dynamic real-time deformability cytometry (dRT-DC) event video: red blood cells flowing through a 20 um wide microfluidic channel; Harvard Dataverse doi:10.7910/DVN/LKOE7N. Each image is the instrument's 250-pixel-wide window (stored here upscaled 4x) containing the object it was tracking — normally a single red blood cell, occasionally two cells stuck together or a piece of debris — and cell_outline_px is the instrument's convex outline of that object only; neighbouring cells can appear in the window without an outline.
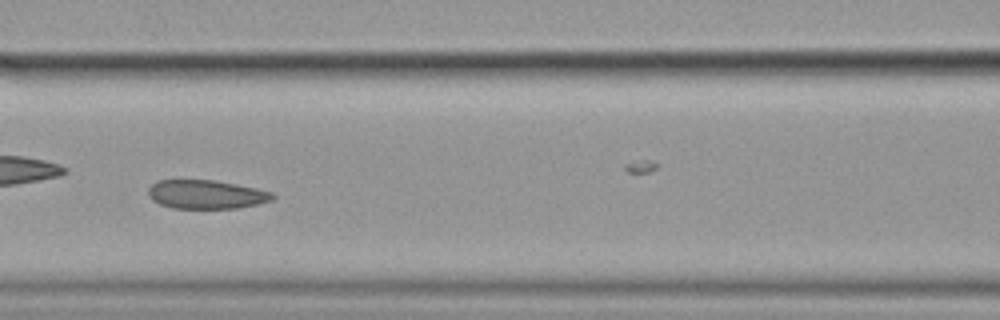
{"species": "common noctule bat (a hibernating species)", "species_latin": "Nyctalus noctula", "temperature_condition": "cold", "stored_images_in_passage": 17, "camera_frame_rate_fps": 3000, "um_per_image_px": 0.085, "animal": {"sex": "female", "body_mass_g": 19.9}, "frame": {"image": 1, "passage_image": 7, "time_ms": 2.0, "image_size_px": [1000, 320], "cell_outline_px": [[276, 196], [272, 200], [256, 204], [236, 208], [172, 208], [160, 204], [152, 200], [148, 196], [148, 188], [156, 180], [216, 180], [256, 188], [272, 192]], "centroid_in_image_um": [17.5, 16.52], "position_along_channel_um": 149.1, "area_um2": 20.87}}